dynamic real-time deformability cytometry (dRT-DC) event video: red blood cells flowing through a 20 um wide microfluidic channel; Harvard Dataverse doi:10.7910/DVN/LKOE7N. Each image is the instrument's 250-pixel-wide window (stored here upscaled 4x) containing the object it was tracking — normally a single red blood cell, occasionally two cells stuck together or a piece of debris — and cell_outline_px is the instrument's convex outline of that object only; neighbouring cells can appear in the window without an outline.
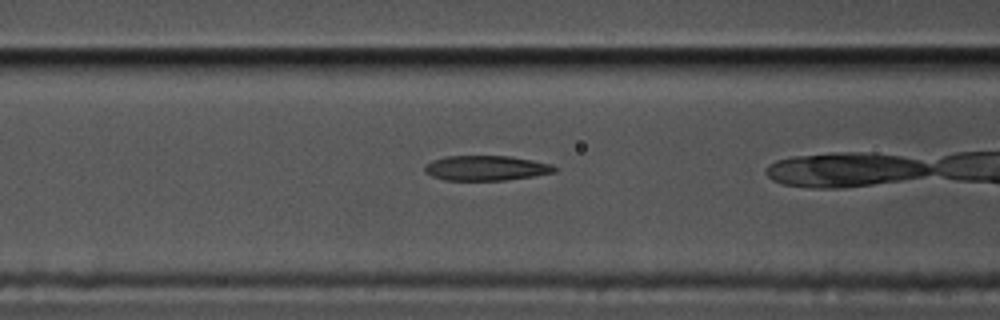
{"species": "common noctule bat (a hibernating species)", "species_latin": "Nyctalus noctula", "temperature_condition": "cold", "stored_images_in_passage": 25, "camera_frame_rate_fps": 3000, "um_per_image_px": 0.085, "animal": {"sex": "male", "body_mass_g": 17.5, "forearm_length_mm": 52.3}, "frame": {"image": 1, "passage_image": 17, "time_ms": 5.333, "image_size_px": [1000, 320], "cell_outline_px": [[556, 172], [532, 176], [504, 180], [444, 180], [432, 176], [424, 172], [424, 168], [432, 160], [444, 156], [512, 156], [552, 164], [556, 168]], "centroid_in_image_um": [41.31, 14.28], "position_along_channel_um": 125.3, "area_um2": 18.84}}
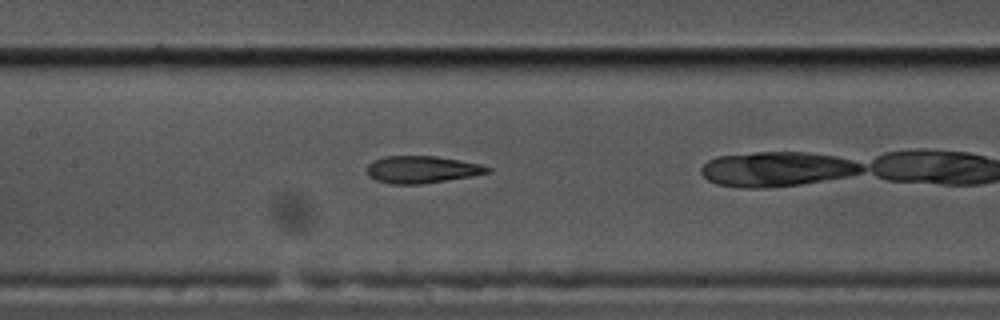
{"frame": {"image": 2, "passage_image": 21, "time_ms": 6.667, "image_size_px": [1000, 320], "cell_outline_px": [[492, 172], [472, 176], [420, 184], [392, 184], [376, 180], [368, 176], [368, 164], [372, 160], [384, 156], [436, 156], [460, 160], [480, 164], [492, 168]], "centroid_in_image_um": [35.87, 14.4], "position_along_channel_um": 171.5, "area_um2": 19.13}}
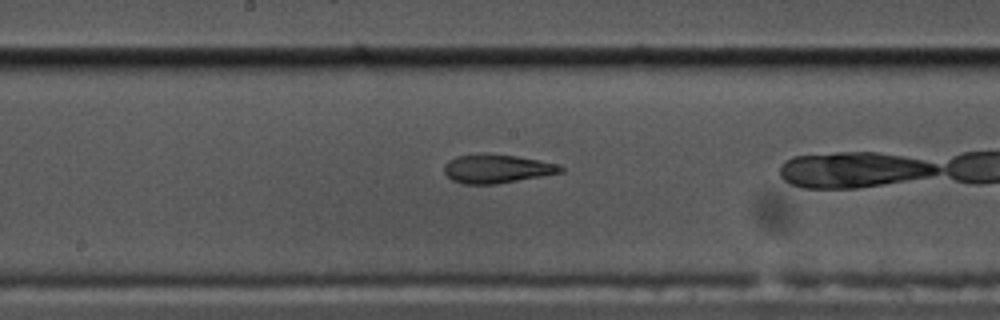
{"frame": {"image": 3, "passage_image": 24, "time_ms": 7.667, "image_size_px": [1000, 320], "cell_outline_px": [[564, 172], [496, 184], [464, 184], [452, 180], [444, 172], [444, 164], [448, 160], [456, 156], [484, 152], [516, 156], [556, 164], [564, 168]], "centroid_in_image_um": [42.18, 14.33], "position_along_channel_um": 206.0, "area_um2": 19.54}}